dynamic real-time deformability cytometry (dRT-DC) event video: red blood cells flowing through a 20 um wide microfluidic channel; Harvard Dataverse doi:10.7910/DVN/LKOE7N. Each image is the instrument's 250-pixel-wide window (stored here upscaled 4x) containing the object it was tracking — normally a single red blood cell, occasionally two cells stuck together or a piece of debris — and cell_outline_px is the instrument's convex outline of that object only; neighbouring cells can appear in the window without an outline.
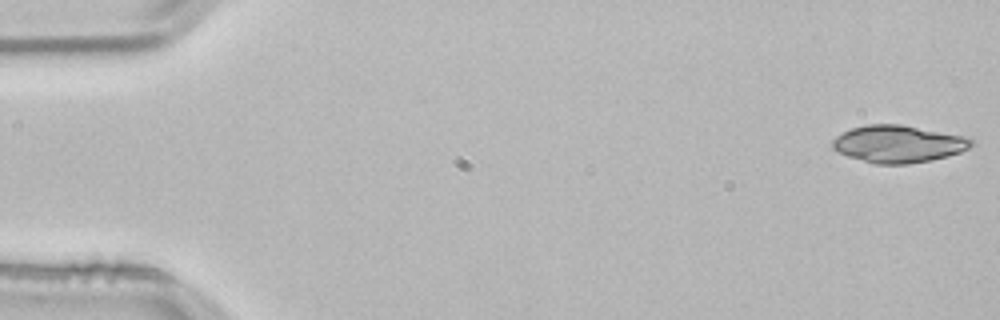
{"species": "common noctule bat (a hibernating species)", "species_latin": "Nyctalus noctula", "temperature_condition": "room temperature", "stored_images_in_passage": 52, "camera_frame_rate_fps": 3000, "um_per_image_px": 0.085, "animal": {"sex": "male", "body_mass_g": 21.5, "forearm_length_mm": 52.0}, "frame": {"image": 1, "passage_image": 1, "time_ms": 0.0, "image_size_px": [1000, 320], "cell_outline_px": [[976, 144], [960, 152], [948, 156], [932, 160], [908, 164], [876, 164], [848, 156], [836, 152], [832, 148], [832, 140], [836, 136], [852, 128], [868, 124], [900, 124], [968, 136]], "centroid_in_image_um": [76.38, 12.23], "position_along_channel_um": 8.6, "area_um2": 30.35}}